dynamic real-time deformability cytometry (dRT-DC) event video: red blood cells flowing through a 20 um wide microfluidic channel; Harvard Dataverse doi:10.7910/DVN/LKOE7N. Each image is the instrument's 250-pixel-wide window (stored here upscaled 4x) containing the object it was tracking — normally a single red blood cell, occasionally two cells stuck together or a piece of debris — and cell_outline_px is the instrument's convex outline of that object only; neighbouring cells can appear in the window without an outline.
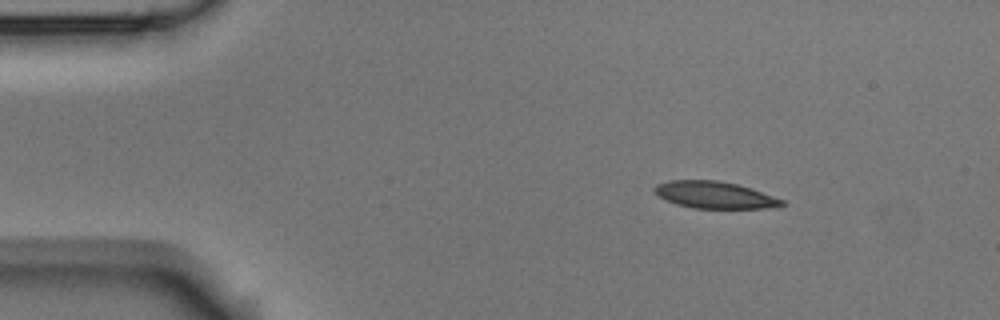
{"species": "Egyptian fruit bat (a non-hibernating species)", "species_latin": "Rousettus aegyptiacus", "temperature_condition": "room temperature", "stored_images_in_passage": 3, "camera_frame_rate_fps": 3000, "um_per_image_px": 0.085, "animal": {"sex": "male"}, "frame": {"image": 1, "passage_image": 2, "time_ms": 1.0, "image_size_px": [1000, 320], "cell_outline_px": [[788, 204], [776, 208], [692, 208], [676, 204], [652, 192], [652, 188], [656, 184], [668, 180], [716, 180], [736, 184], [752, 188], [784, 200]], "centroid_in_image_um": [60.76, 16.57], "position_along_channel_um": 24.2, "area_um2": 20.17}}